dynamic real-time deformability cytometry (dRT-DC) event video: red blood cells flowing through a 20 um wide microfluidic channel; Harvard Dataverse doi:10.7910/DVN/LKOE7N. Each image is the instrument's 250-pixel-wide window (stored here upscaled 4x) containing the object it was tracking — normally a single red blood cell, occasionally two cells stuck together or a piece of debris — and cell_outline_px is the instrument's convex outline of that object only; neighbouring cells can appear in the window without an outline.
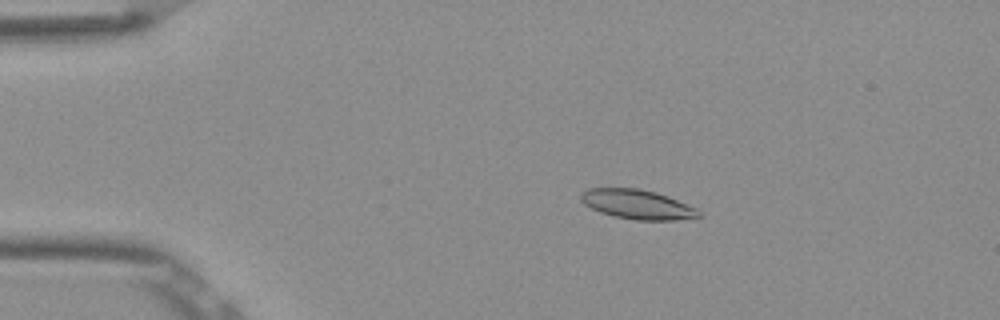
{"species": "Egyptian fruit bat (a non-hibernating species)", "species_latin": "Rousettus aegyptiacus", "temperature_condition": "room temperature", "stored_images_in_passage": 54, "camera_frame_rate_fps": 3000, "um_per_image_px": 0.085, "frame": {"image": 1, "passage_image": 11, "time_ms": 3.333, "image_size_px": [1000, 320], "cell_outline_px": [[704, 216], [676, 220], [636, 220], [616, 216], [600, 212], [584, 204], [580, 200], [580, 196], [588, 188], [640, 188], [656, 192], [668, 196], [696, 208]], "centroid_in_image_um": [54.2, 17.37], "position_along_channel_um": 30.8, "area_um2": 20.17}}
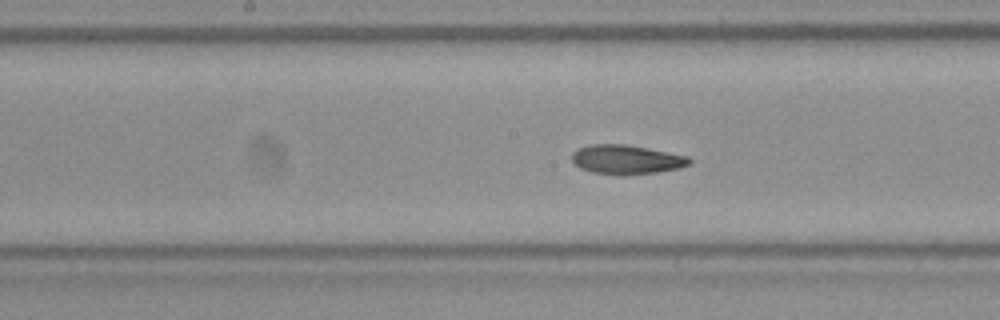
{"frame": {"image": 2, "passage_image": 28, "time_ms": 9.0, "image_size_px": [1000, 320], "cell_outline_px": [[692, 164], [680, 168], [656, 172], [624, 176], [592, 172], [580, 168], [572, 160], [572, 152], [576, 148], [592, 144], [624, 144], [648, 148], [688, 156], [692, 160]], "centroid_in_image_um": [53.26, 13.56], "position_along_channel_um": 194.9, "area_um2": 20.23}}
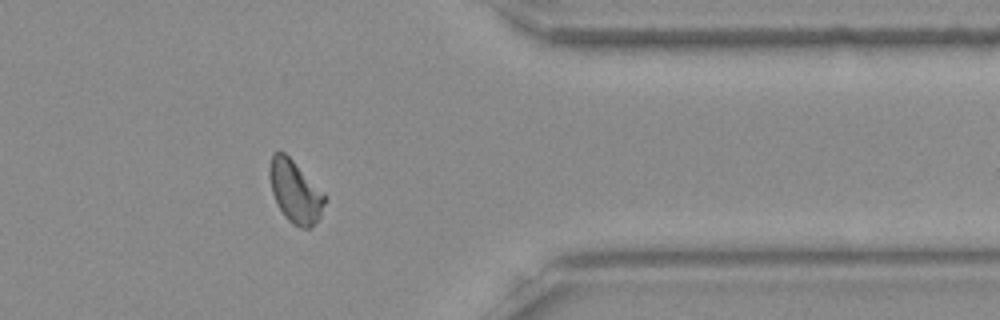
{"frame": {"image": 3, "passage_image": 44, "time_ms": 14.333, "image_size_px": [1000, 320], "cell_outline_px": [[328, 196], [320, 216], [312, 228], [300, 228], [292, 224], [284, 216], [272, 192], [268, 176], [268, 168], [272, 156], [276, 152], [284, 152]], "centroid_in_image_um": [25.1, 16.31], "position_along_channel_um": 386.3, "area_um2": 20.06}, "authors_computed_cell_mechanics": {"area_um2": 20.0855, "velocity_mm_per_s": 3.8666, "shape_relaxation_time_tau1_ms": 3.9445, "shape_relaxation_time_tau2_ms": 3.5644, "deformation_change_tau1": 0.1402, "deformation_change_tau2": 0.0966}}